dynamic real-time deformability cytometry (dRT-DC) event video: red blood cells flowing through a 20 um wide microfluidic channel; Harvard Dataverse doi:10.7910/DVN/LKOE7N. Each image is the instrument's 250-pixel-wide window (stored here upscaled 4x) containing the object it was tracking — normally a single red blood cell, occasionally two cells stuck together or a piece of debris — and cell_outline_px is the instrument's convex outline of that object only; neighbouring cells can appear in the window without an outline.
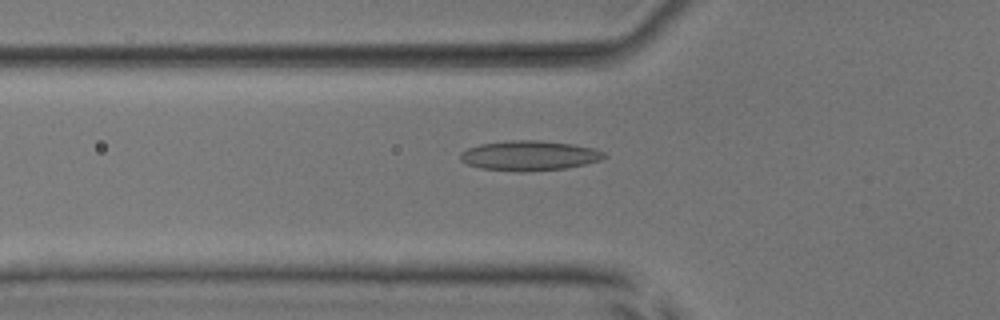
{"species": "common noctule bat (a hibernating species)", "species_latin": "Nyctalus noctula", "temperature_condition": "room temperature", "stored_images_in_passage": 50, "camera_frame_rate_fps": 3000, "um_per_image_px": 0.085, "animal": {"sex": "male", "body_mass_g": 17.9, "forearm_length_mm": 54.2}, "frame": {"image": 1, "passage_image": 17, "time_ms": 5.333, "image_size_px": [1000, 320], "cell_outline_px": [[608, 156], [600, 160], [584, 164], [564, 168], [480, 168], [468, 164], [460, 160], [460, 152], [468, 148], [480, 144], [508, 140], [540, 140], [572, 144], [596, 148], [604, 152]], "centroid_in_image_um": [45.03, 13.16], "position_along_channel_um": 80.8, "area_um2": 23.87}}
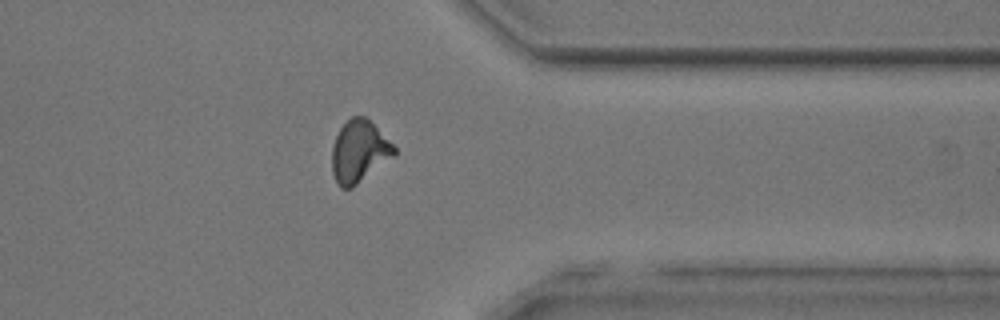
{"frame": {"image": 2, "passage_image": 40, "time_ms": 13.0, "image_size_px": [1000, 320], "cell_outline_px": [[396, 156], [352, 188], [340, 188], [332, 172], [332, 144], [340, 128], [352, 116], [364, 116], [396, 148]], "centroid_in_image_um": [30.52, 12.91], "position_along_channel_um": 380.9, "area_um2": 22.37}}
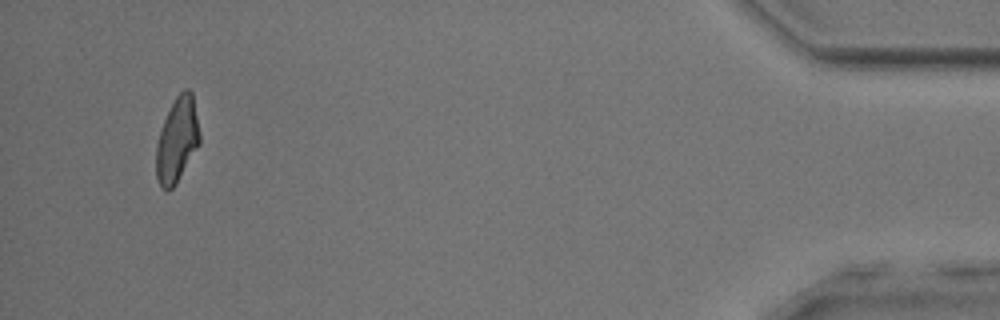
{"frame": {"image": 3, "passage_image": 48, "time_ms": 15.667, "image_size_px": [1000, 320], "cell_outline_px": [[200, 144], [176, 184], [168, 192], [160, 188], [156, 176], [156, 144], [164, 120], [176, 96], [184, 88], [188, 88], [192, 92], [200, 132]], "centroid_in_image_um": [15.06, 11.93], "position_along_channel_um": 420.1, "area_um2": 21.62}, "authors_computed_cell_mechanics": {"area_um2": 22.3397, "velocity_mm_per_s": 4.007, "shape_relaxation_time_tau1_ms": 5.6005, "shape_relaxation_time_tau2_ms": 2.085, "deformation_change_tau1": 0.1764, "deformation_change_tau2": 0.0935}}